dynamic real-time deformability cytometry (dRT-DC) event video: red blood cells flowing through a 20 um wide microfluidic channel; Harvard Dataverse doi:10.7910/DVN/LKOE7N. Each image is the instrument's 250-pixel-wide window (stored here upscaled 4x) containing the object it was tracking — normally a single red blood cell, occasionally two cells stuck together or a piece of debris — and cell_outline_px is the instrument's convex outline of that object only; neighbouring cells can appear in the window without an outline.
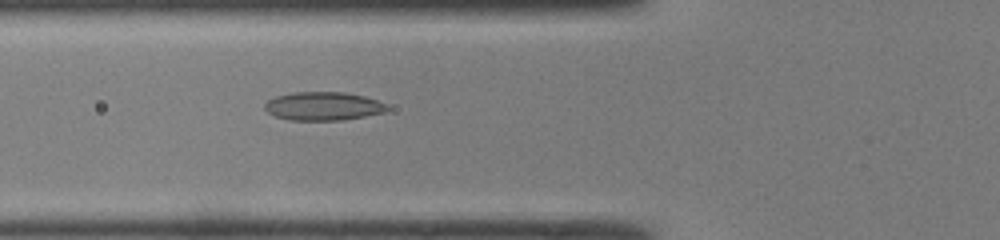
{"species": "common noctule bat (a hibernating species)", "species_latin": "Nyctalus noctula", "temperature_condition": "room temperature", "stored_images_in_passage": 32, "camera_frame_rate_fps": 3000, "um_per_image_px": 0.085, "animal": {"sex": "male", "body_mass_g": 19.0, "forearm_length_mm": 50.8}, "frame": {"image": 1, "passage_image": 3, "time_ms": 0.667, "image_size_px": [1000, 240], "cell_outline_px": [[388, 108], [384, 112], [344, 120], [288, 120], [276, 116], [268, 112], [264, 108], [264, 104], [268, 100], [276, 96], [292, 92], [344, 92], [364, 96], [388, 104]], "centroid_in_image_um": [27.46, 9.02], "position_along_channel_um": 98.3, "area_um2": 20.29}}
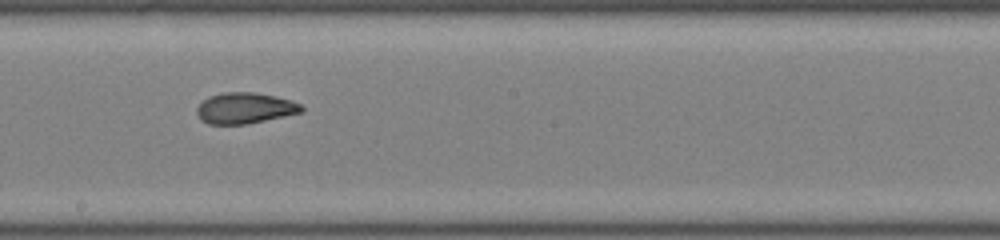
{"frame": {"image": 2, "passage_image": 12, "time_ms": 3.667, "image_size_px": [1000, 240], "cell_outline_px": [[304, 108], [300, 112], [248, 124], [208, 124], [200, 120], [196, 112], [196, 108], [208, 96], [224, 92], [256, 92], [276, 96], [300, 104]], "centroid_in_image_um": [20.76, 9.19], "position_along_channel_um": 227.4, "area_um2": 18.79}}
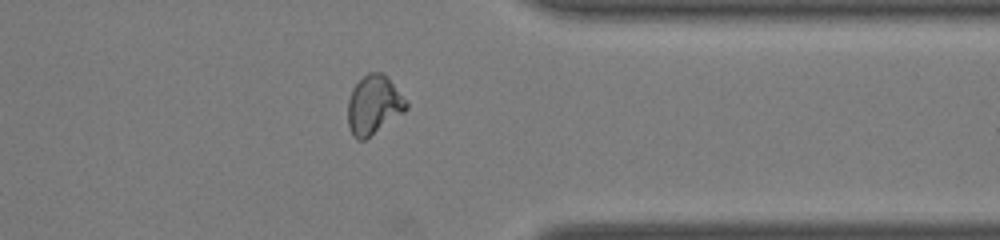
{"frame": {"image": 3, "passage_image": 23, "time_ms": 7.333, "image_size_px": [1000, 240], "cell_outline_px": [[408, 108], [404, 112], [364, 140], [356, 140], [352, 136], [348, 128], [348, 100], [352, 88], [368, 72], [384, 72], [408, 104]], "centroid_in_image_um": [31.74, 8.93], "position_along_channel_um": 379.7, "area_um2": 19.94}, "authors_computed_cell_mechanics": {"area_um2": 19.4786, "velocity_mm_per_s": 4.3103, "shape_relaxation_time_tau1_ms": 10.9636, "shape_relaxation_time_tau2_ms": 1.2163, "deformation_change_tau1": 0.2616, "deformation_change_tau2": 0.0641}}